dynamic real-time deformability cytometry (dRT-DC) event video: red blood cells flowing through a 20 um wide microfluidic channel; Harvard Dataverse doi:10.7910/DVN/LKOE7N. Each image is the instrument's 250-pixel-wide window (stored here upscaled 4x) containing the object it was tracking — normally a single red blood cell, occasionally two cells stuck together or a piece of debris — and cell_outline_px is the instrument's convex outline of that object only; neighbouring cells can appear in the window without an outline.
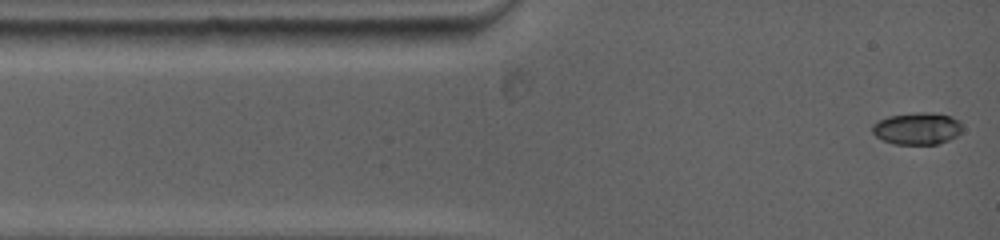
{"species": "common noctule bat (a hibernating species)", "species_latin": "Nyctalus noctula", "temperature_condition": "warm", "stored_images_in_passage": 40, "camera_frame_rate_fps": 5000, "um_per_image_px": 0.085, "animal": {"sex": "female", "body_mass_g": 19.0, "forearm_length_mm": 53.3}, "frame": {"image": 1, "passage_image": 1, "time_ms": 0.0, "image_size_px": [1000, 240], "cell_outline_px": [[960, 132], [956, 136], [948, 140], [936, 144], [896, 144], [884, 140], [876, 136], [872, 132], [872, 124], [888, 116], [916, 112], [932, 112], [952, 116], [960, 120]], "centroid_in_image_um": [77.96, 10.91], "position_along_channel_um": 7.0, "area_um2": 16.76}}
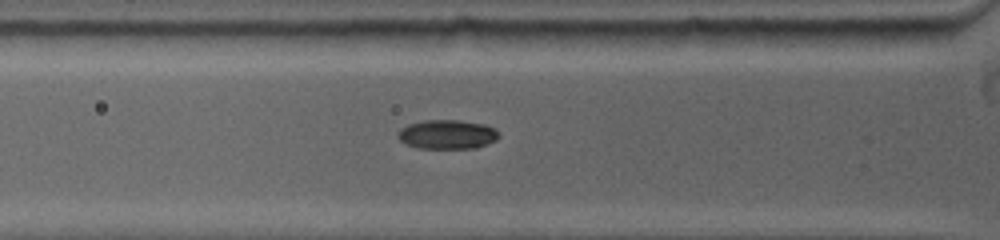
{"frame": {"image": 2, "passage_image": 23, "time_ms": 3.2, "image_size_px": [1000, 240], "cell_outline_px": [[500, 136], [496, 140], [476, 148], [416, 148], [400, 140], [396, 136], [396, 132], [400, 128], [408, 124], [424, 120], [456, 120], [484, 124], [496, 128]], "centroid_in_image_um": [38.0, 11.42], "position_along_channel_um": 87.8, "area_um2": 17.28}}
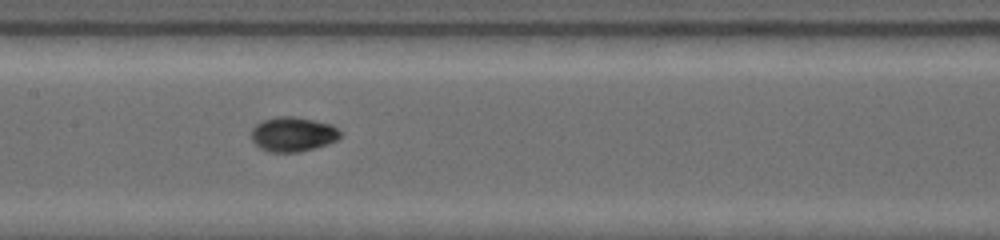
{"frame": {"image": 3, "passage_image": 39, "time_ms": 5.6, "image_size_px": [1000, 240], "cell_outline_px": [[340, 136], [336, 140], [312, 148], [296, 152], [272, 152], [260, 148], [252, 140], [252, 128], [260, 120], [276, 116], [292, 116], [332, 124], [340, 132]], "centroid_in_image_um": [24.85, 11.39], "position_along_channel_um": 182.6, "area_um2": 17.69}}